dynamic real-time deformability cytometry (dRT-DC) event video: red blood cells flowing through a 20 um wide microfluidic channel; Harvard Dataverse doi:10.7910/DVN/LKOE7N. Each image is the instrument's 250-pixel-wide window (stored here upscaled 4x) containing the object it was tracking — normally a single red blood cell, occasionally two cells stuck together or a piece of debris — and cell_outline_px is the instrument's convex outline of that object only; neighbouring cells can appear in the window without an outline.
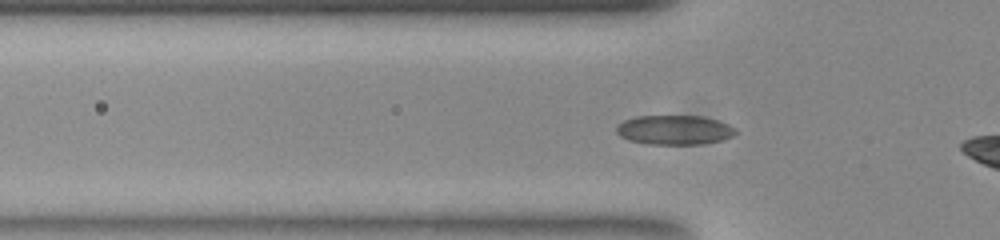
{"species": "common noctule bat (a hibernating species)", "species_latin": "Nyctalus noctula", "temperature_condition": "room temperature", "stored_images_in_passage": 37, "camera_frame_rate_fps": 3000, "um_per_image_px": 0.085, "animal": {"sex": "female", "body_mass_g": 23.0, "forearm_length_mm": 53.4}, "frame": {"image": 1, "passage_image": 8, "time_ms": 2.333, "image_size_px": [1000, 240], "cell_outline_px": [[736, 132], [732, 136], [724, 140], [704, 144], [648, 144], [628, 140], [620, 136], [616, 132], [616, 128], [624, 120], [636, 116], [700, 116], [716, 120], [728, 124], [736, 128]], "centroid_in_image_um": [57.33, 11.05], "position_along_channel_um": 68.5, "area_um2": 20.46}}
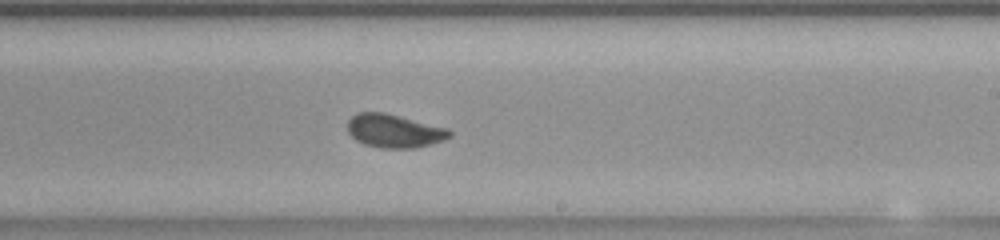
{"frame": {"image": 2, "passage_image": 23, "time_ms": 7.333, "image_size_px": [1000, 240], "cell_outline_px": [[452, 136], [444, 140], [416, 148], [380, 148], [364, 144], [356, 140], [348, 132], [348, 120], [356, 112], [384, 112], [448, 128], [452, 132]], "centroid_in_image_um": [33.51, 11.13], "position_along_channel_um": 255.5, "area_um2": 19.94}}
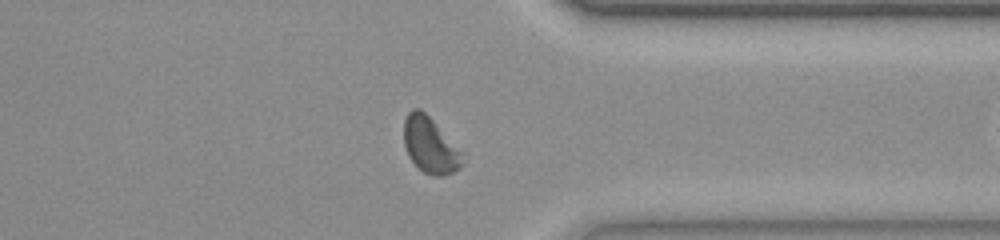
{"frame": {"image": 3, "passage_image": 33, "time_ms": 10.667, "image_size_px": [1000, 240], "cell_outline_px": [[464, 164], [460, 168], [444, 176], [432, 176], [424, 172], [408, 156], [404, 144], [404, 120], [408, 112], [412, 108], [420, 108], [432, 120], [460, 152]], "centroid_in_image_um": [36.52, 12.35], "position_along_channel_um": 374.9, "area_um2": 18.55}, "authors_computed_cell_mechanics": {"area_um2": 19.7098, "velocity_mm_per_s": 3.7447, "shape_relaxation_time_tau1_ms": 4.3333, "shape_relaxation_time_tau2_ms": null, "deformation_change_tau1": 0.1161, "deformation_change_tau2": null}}